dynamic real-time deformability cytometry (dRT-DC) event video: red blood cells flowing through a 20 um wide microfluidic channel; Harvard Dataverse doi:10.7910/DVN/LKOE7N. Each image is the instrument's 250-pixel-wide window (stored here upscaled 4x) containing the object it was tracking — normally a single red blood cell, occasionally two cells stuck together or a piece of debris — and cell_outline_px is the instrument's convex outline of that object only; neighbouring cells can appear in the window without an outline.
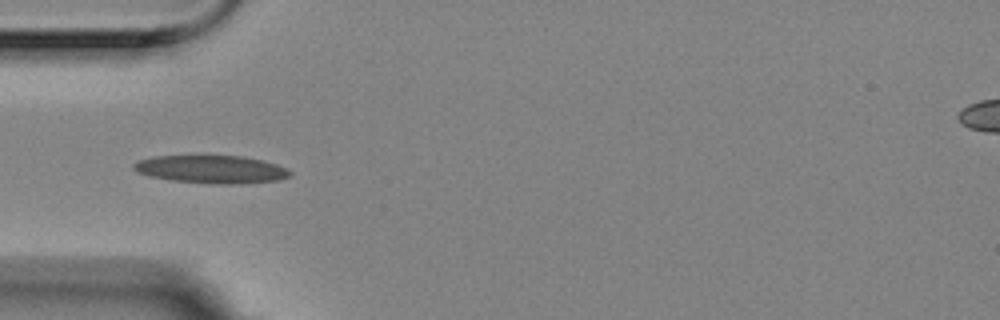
{"species": "Egyptian fruit bat (a non-hibernating species)", "species_latin": "Rousettus aegyptiacus", "temperature_condition": "room temperature", "stored_images_in_passage": 7, "camera_frame_rate_fps": 3000, "um_per_image_px": 0.085, "animal": {"sex": "female"}, "frame": {"image": 1, "passage_image": 6, "time_ms": 1.667, "image_size_px": [1000, 320], "cell_outline_px": [[292, 172], [288, 176], [280, 180], [244, 184], [208, 184], [172, 180], [148, 176], [136, 172], [132, 168], [132, 164], [136, 160], [152, 156], [240, 156], [260, 160], [276, 164]], "centroid_in_image_um": [17.9, 14.4], "position_along_channel_um": 67.1, "area_um2": 25.61}}
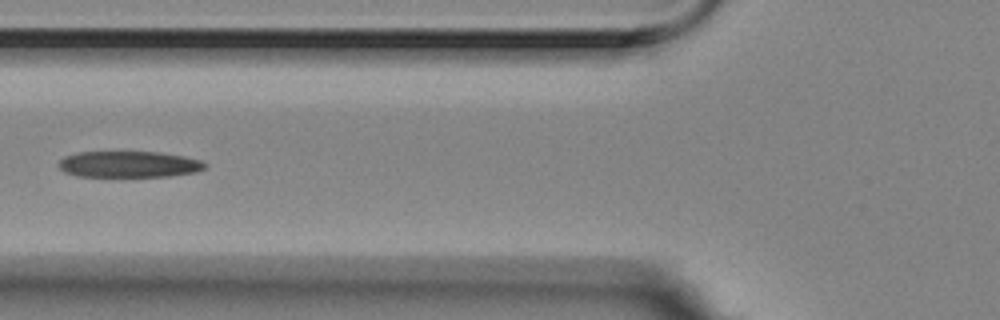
{"frame": {"image": 2, "passage_image": 7, "time_ms": 2.0, "image_size_px": [1000, 320], "cell_outline_px": [[208, 164], [204, 168], [196, 172], [168, 176], [76, 176], [64, 172], [60, 168], [60, 160], [64, 156], [76, 152], [160, 152], [184, 156], [200, 160]], "centroid_in_image_um": [10.96, 13.96], "position_along_channel_um": 114.8, "area_um2": 22.31}}